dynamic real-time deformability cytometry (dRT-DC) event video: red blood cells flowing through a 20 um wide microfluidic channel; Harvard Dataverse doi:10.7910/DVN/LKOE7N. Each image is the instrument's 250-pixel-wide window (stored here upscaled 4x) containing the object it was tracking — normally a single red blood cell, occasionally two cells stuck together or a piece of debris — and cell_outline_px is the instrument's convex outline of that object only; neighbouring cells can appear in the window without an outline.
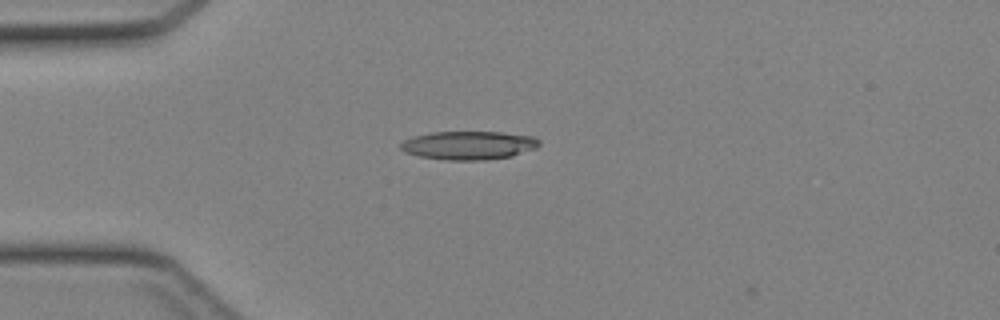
{"species": "Egyptian fruit bat (a non-hibernating species)", "species_latin": "Rousettus aegyptiacus", "temperature_condition": "cold", "stored_images_in_passage": 2, "camera_frame_rate_fps": 3000, "um_per_image_px": 0.085, "animal": {"sex": "female"}, "frame": {"image": 1, "passage_image": 1, "time_ms": 0.0, "image_size_px": [1000, 320], "cell_outline_px": [[540, 144], [536, 148], [512, 156], [488, 160], [448, 160], [420, 156], [404, 152], [400, 148], [400, 144], [404, 140], [412, 136], [432, 132], [500, 132], [532, 136], [540, 140]], "centroid_in_image_um": [39.84, 12.35], "position_along_channel_um": 45.2, "area_um2": 23.06}}